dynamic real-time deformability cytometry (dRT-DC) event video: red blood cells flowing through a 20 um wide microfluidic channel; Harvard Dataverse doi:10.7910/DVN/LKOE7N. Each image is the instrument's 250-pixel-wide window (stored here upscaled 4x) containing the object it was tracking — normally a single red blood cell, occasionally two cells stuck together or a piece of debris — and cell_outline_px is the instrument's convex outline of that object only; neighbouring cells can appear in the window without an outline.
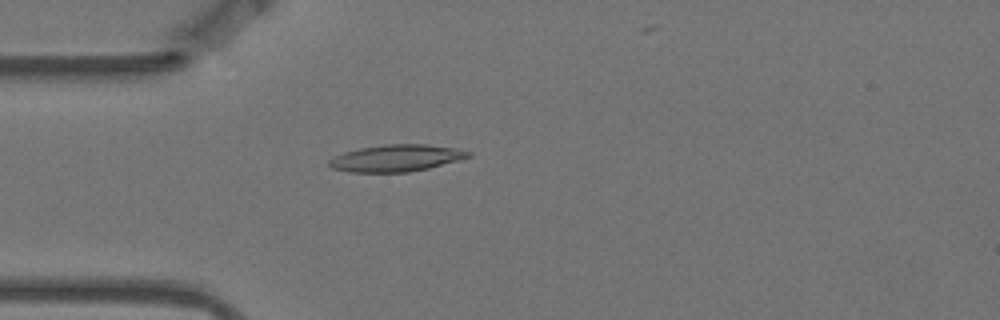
{"species": "Egyptian fruit bat (a non-hibernating species)", "species_latin": "Rousettus aegyptiacus", "temperature_condition": "warm", "stored_images_in_passage": 2, "camera_frame_rate_fps": 3000, "um_per_image_px": 0.085, "animal": {"sex": "female"}, "frame": {"image": 1, "passage_image": 2, "time_ms": 0.333, "image_size_px": [1000, 320], "cell_outline_px": [[472, 156], [428, 168], [408, 172], [348, 172], [332, 168], [328, 164], [328, 160], [344, 152], [360, 148], [384, 144], [424, 144], [452, 148], [472, 152]], "centroid_in_image_um": [33.65, 13.44], "position_along_channel_um": 51.4, "area_um2": 21.56}}